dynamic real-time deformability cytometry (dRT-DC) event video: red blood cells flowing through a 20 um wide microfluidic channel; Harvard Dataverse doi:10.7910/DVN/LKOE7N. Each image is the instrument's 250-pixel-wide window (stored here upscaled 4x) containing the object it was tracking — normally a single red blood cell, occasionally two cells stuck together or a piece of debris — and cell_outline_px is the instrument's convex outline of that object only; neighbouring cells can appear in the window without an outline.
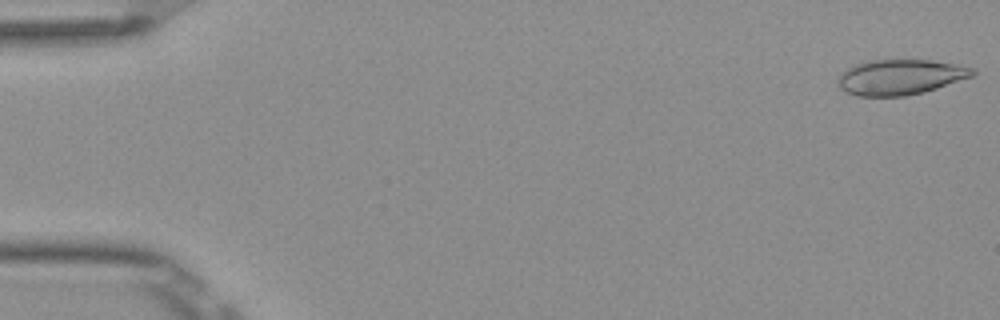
{"species": "Egyptian fruit bat (a non-hibernating species)", "species_latin": "Rousettus aegyptiacus", "temperature_condition": "room temperature", "stored_images_in_passage": 52, "camera_frame_rate_fps": 3000, "um_per_image_px": 0.085, "frame": {"image": 1, "passage_image": 1, "time_ms": 0.0, "image_size_px": [1000, 320], "cell_outline_px": [[976, 72], [972, 76], [924, 92], [904, 96], [856, 96], [844, 92], [836, 84], [836, 80], [848, 68], [864, 60], [932, 60], [956, 64], [976, 68]], "centroid_in_image_um": [76.5, 6.55], "position_along_channel_um": 8.5, "area_um2": 27.8}}
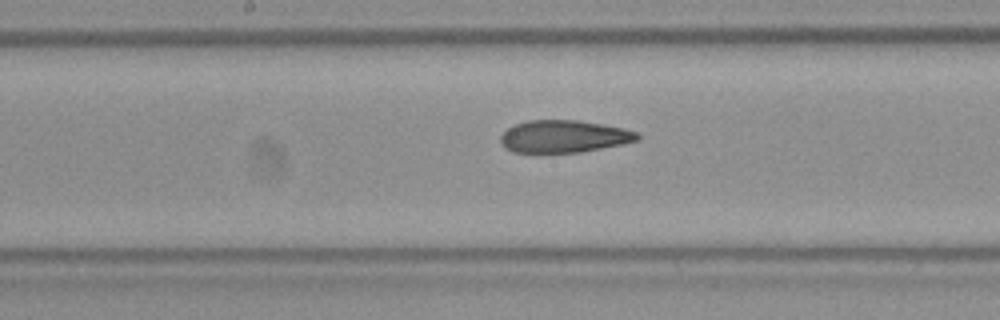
{"frame": {"image": 2, "passage_image": 27, "time_ms": 8.667, "image_size_px": [1000, 320], "cell_outline_px": [[640, 140], [624, 144], [580, 152], [512, 152], [504, 148], [500, 144], [500, 136], [508, 128], [516, 124], [528, 120], [576, 120], [624, 128], [636, 132], [640, 136]], "centroid_in_image_um": [47.92, 11.6], "position_along_channel_um": 200.3, "area_um2": 25.78}}
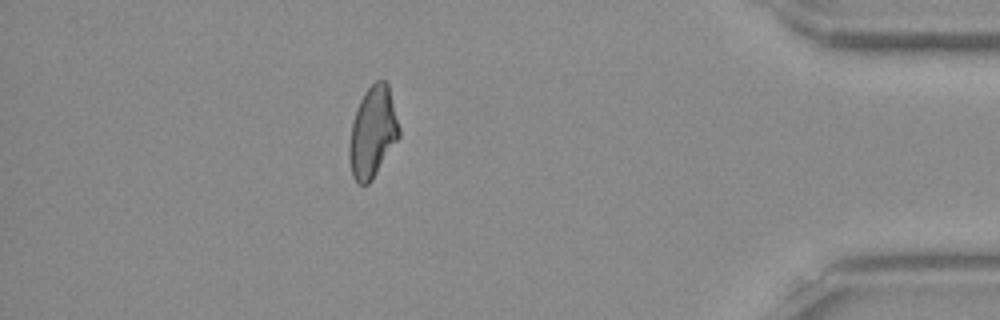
{"frame": {"image": 3, "passage_image": 46, "time_ms": 15.0, "image_size_px": [1000, 320], "cell_outline_px": [[400, 136], [372, 180], [368, 184], [360, 184], [352, 176], [348, 156], [348, 148], [352, 120], [360, 100], [364, 92], [376, 80], [384, 80], [388, 84], [400, 128]], "centroid_in_image_um": [31.67, 11.24], "position_along_channel_um": 403.5, "area_um2": 26.41}, "authors_computed_cell_mechanics": {"area_um2": 26.877, "velocity_mm_per_s": 3.8892, "shape_relaxation_time_tau1_ms": null, "shape_relaxation_time_tau2_ms": 1.8766, "deformation_change_tau1": null, "deformation_change_tau2": 0.0981}}